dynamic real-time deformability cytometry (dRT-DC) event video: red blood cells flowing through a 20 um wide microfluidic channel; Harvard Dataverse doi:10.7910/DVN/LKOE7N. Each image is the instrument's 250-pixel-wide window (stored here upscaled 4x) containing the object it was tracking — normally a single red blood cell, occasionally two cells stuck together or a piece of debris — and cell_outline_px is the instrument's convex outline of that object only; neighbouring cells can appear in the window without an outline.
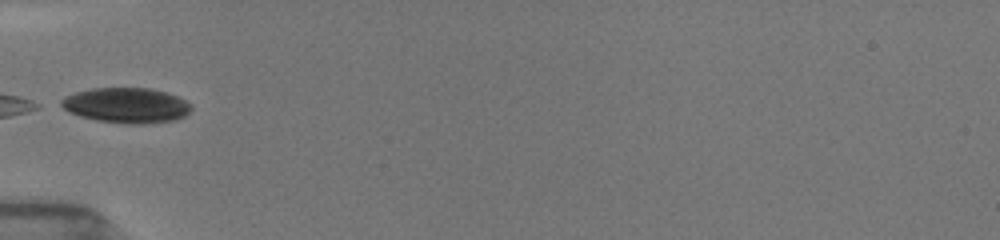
{"species": "common noctule bat (a hibernating species)", "species_latin": "Nyctalus noctula", "temperature_condition": "room temperature", "stored_images_in_passage": 4, "camera_frame_rate_fps": 3000, "um_per_image_px": 0.085, "animal": {"sex": "female", "body_mass_g": 19.5, "forearm_length_mm": 54.1}, "frame": {"image": 1, "passage_image": 1, "time_ms": 0.0, "image_size_px": [1000, 240], "cell_outline_px": [[192, 108], [184, 116], [176, 120], [144, 124], [128, 124], [96, 120], [80, 116], [68, 112], [56, 104], [64, 96], [76, 92], [92, 88], [152, 88], [168, 92], [192, 104]], "centroid_in_image_um": [10.71, 8.95], "position_along_channel_um": 74.3, "area_um2": 27.05}}